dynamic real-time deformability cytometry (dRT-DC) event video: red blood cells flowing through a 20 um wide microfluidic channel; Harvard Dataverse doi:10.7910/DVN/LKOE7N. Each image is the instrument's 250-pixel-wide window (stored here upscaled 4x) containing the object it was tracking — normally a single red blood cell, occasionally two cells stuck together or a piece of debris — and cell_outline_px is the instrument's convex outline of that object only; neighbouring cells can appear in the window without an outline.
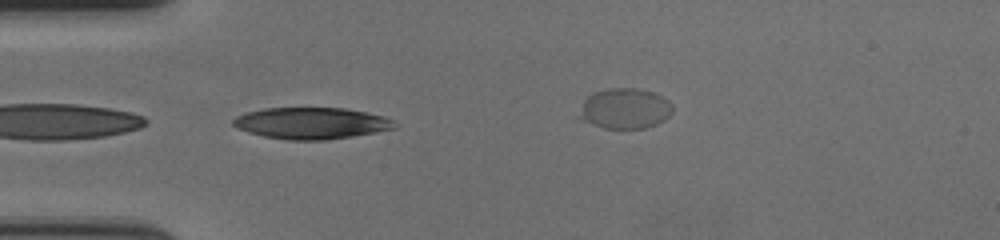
{"species": "human", "species_latin": "Homo sapiens", "temperature_condition": "cold", "stored_images_in_passage": 31, "camera_frame_rate_fps": 3000, "um_per_image_px": 0.085, "donor": {"sex": "female"}, "frame": {"image": 1, "passage_image": 1, "time_ms": 0.0, "image_size_px": [1000, 240], "cell_outline_px": [[396, 128], [376, 132], [352, 136], [324, 140], [288, 140], [264, 136], [248, 132], [232, 124], [232, 120], [236, 116], [244, 112], [264, 108], [344, 108], [384, 116], [392, 120], [396, 124]], "centroid_in_image_um": [26.45, 10.47], "position_along_channel_um": 58.6, "area_um2": 29.54}}
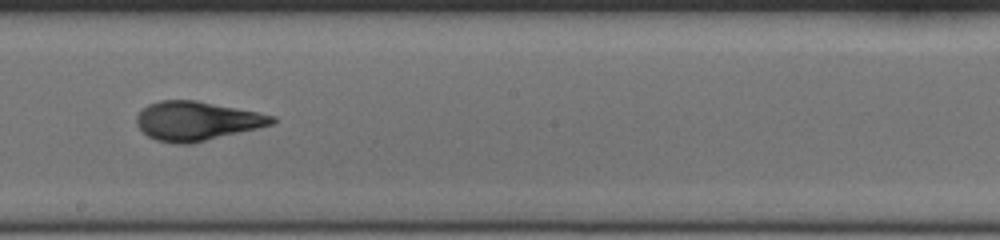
{"frame": {"image": 2, "passage_image": 16, "time_ms": 5.0, "image_size_px": [1000, 240], "cell_outline_px": [[276, 120], [272, 124], [192, 144], [172, 144], [156, 140], [148, 136], [136, 124], [136, 116], [148, 104], [160, 100], [196, 100], [276, 116]], "centroid_in_image_um": [16.69, 10.29], "position_along_channel_um": 231.5, "area_um2": 30.63}}
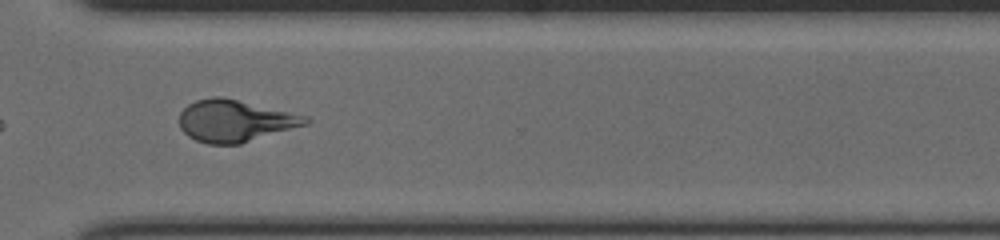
{"frame": {"image": 3, "passage_image": 26, "time_ms": 8.333, "image_size_px": [1000, 240], "cell_outline_px": [[312, 120], [308, 124], [240, 144], [208, 144], [196, 140], [188, 136], [180, 128], [180, 112], [188, 104], [196, 100], [212, 96], [220, 96], [308, 116]], "centroid_in_image_um": [19.97, 10.27], "position_along_channel_um": 350.6, "area_um2": 30.75}}